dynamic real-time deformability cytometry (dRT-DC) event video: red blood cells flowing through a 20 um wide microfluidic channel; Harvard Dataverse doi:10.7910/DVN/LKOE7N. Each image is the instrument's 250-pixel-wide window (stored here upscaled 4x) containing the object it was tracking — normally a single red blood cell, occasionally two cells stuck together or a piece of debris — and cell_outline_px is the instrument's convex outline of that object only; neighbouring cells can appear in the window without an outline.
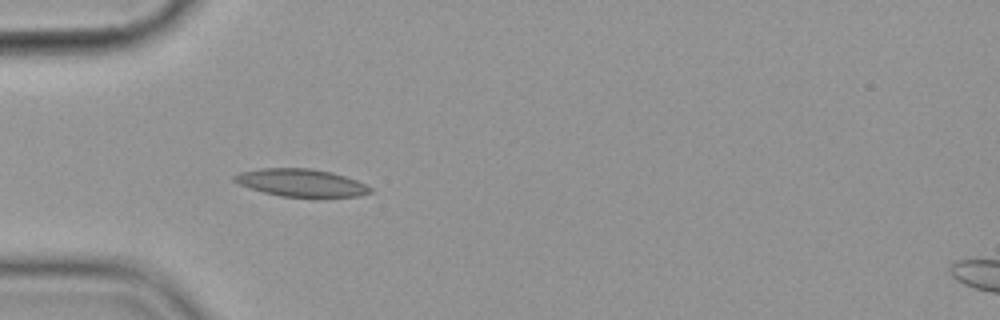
{"species": "common noctule bat (a hibernating species)", "species_latin": "Nyctalus noctula", "temperature_condition": "cold", "stored_images_in_passage": 7, "camera_frame_rate_fps": 3000, "um_per_image_px": 0.085, "animal": {"sex": "female", "body_mass_g": 19.9}, "frame": {"image": 1, "passage_image": 6, "time_ms": 5.667, "image_size_px": [1000, 320], "cell_outline_px": [[372, 192], [360, 196], [320, 200], [316, 200], [280, 196], [264, 192], [240, 184], [232, 180], [232, 176], [240, 172], [260, 168], [308, 168], [332, 172], [356, 180], [372, 188]], "centroid_in_image_um": [25.66, 15.58], "position_along_channel_um": 59.3, "area_um2": 22.72}}